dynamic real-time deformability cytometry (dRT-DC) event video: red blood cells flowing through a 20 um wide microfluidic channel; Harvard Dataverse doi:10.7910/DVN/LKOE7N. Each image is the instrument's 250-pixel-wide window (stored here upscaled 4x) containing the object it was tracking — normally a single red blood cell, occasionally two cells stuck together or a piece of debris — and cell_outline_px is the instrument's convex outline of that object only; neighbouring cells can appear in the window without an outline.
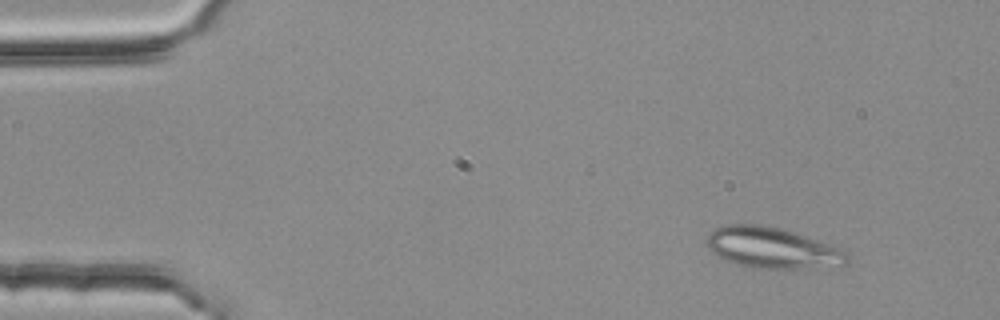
{"species": "common noctule bat (a hibernating species)", "species_latin": "Nyctalus noctula", "temperature_condition": "room temperature", "stored_images_in_passage": 3, "camera_frame_rate_fps": 3000, "um_per_image_px": 0.085, "animal": {"sex": "female", "body_mass_g": 25.1}, "frame": {"image": 1, "passage_image": 1, "time_ms": 0.0, "image_size_px": [1000, 320], "cell_outline_px": [[848, 260], [844, 264], [808, 268], [748, 268], [724, 260], [716, 256], [708, 248], [708, 236], [716, 228], [724, 224], [768, 224], [784, 228], [840, 248], [848, 256]], "centroid_in_image_um": [65.59, 21.05], "position_along_channel_um": 19.4, "area_um2": 33.52}}